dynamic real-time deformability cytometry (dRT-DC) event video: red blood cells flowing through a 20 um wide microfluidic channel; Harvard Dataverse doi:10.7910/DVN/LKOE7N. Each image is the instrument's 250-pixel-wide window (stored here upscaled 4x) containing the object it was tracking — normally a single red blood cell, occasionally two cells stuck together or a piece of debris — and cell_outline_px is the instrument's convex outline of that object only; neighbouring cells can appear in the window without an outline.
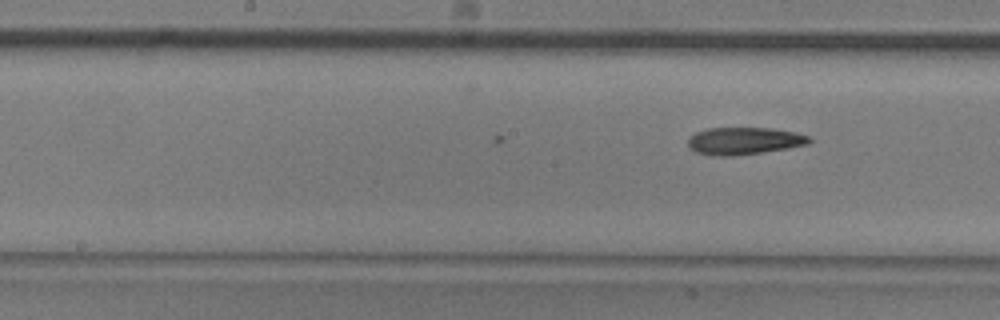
{"species": "common noctule bat (a hibernating species)", "species_latin": "Nyctalus noctula", "temperature_condition": "room temperature", "stored_images_in_passage": 25, "camera_frame_rate_fps": 3000, "um_per_image_px": 0.085, "animal": {"sex": "male", "body_mass_g": 20.5, "forearm_length_mm": 52.5}, "frame": {"image": 1, "passage_image": 25, "time_ms": 8.0, "image_size_px": [1000, 320], "cell_outline_px": [[812, 140], [808, 144], [788, 148], [736, 156], [712, 156], [696, 152], [688, 148], [688, 136], [696, 132], [708, 128], [768, 128], [796, 132], [808, 136]], "centroid_in_image_um": [63.2, 11.98], "position_along_channel_um": 185.0, "area_um2": 19.42}}